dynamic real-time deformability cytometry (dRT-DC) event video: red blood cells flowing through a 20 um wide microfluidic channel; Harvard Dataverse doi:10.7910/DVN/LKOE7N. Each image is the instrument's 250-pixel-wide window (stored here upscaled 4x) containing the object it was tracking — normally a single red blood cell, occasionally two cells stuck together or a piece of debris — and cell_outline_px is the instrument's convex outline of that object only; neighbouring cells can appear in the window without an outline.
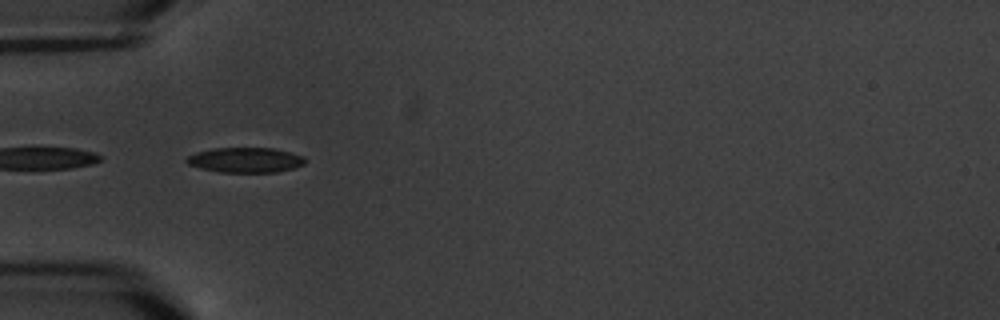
{"species": "common noctule bat (a hibernating species)", "species_latin": "Nyctalus noctula", "temperature_condition": "warm", "stored_images_in_passage": 5, "segment_of_instrument_passage": [2, 2], "camera_frame_rate_fps": 3000, "um_per_image_px": 0.085, "animal": {"sex": "male", "body_mass_g": 20.1, "forearm_length_mm": 53.5}, "frame": {"image": 1, "passage_image": 4, "time_ms": 3.667, "image_size_px": [1000, 320], "cell_outline_px": [[304, 164], [292, 168], [276, 172], [220, 172], [200, 168], [188, 164], [184, 160], [188, 156], [196, 152], [212, 148], [272, 148], [304, 156]], "centroid_in_image_um": [20.81, 13.6], "position_along_channel_um": 64.2, "area_um2": 17.17}}